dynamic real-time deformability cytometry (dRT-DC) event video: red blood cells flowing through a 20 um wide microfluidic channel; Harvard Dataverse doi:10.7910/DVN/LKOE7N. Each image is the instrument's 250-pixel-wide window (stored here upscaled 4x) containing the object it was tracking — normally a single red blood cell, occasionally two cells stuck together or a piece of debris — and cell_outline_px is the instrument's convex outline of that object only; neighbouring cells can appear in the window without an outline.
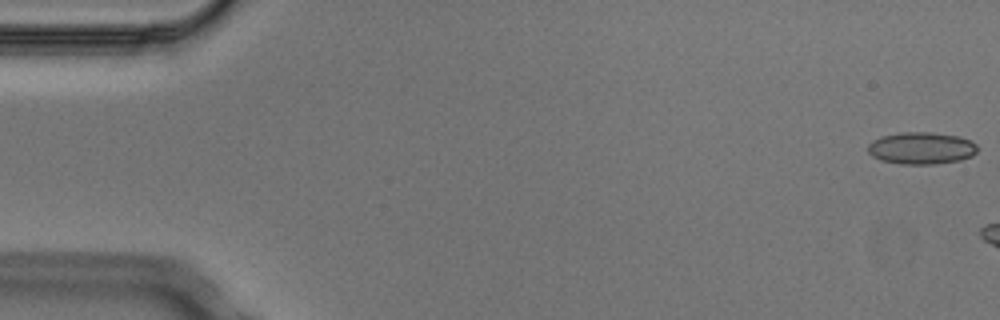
{"species": "Egyptian fruit bat (a non-hibernating species)", "species_latin": "Rousettus aegyptiacus", "temperature_condition": "cold", "stored_images_in_passage": 3, "camera_frame_rate_fps": 3000, "um_per_image_px": 0.085, "animal": {"sex": "male"}, "frame": {"image": 1, "passage_image": 1, "time_ms": 0.0, "image_size_px": [1000, 320], "cell_outline_px": [[976, 152], [972, 156], [960, 160], [936, 164], [900, 164], [880, 160], [872, 156], [868, 152], [868, 144], [872, 140], [880, 136], [900, 132], [928, 132], [956, 136], [972, 140], [976, 144]], "centroid_in_image_um": [78.28, 12.59], "position_along_channel_um": 6.7, "area_um2": 20.58}}